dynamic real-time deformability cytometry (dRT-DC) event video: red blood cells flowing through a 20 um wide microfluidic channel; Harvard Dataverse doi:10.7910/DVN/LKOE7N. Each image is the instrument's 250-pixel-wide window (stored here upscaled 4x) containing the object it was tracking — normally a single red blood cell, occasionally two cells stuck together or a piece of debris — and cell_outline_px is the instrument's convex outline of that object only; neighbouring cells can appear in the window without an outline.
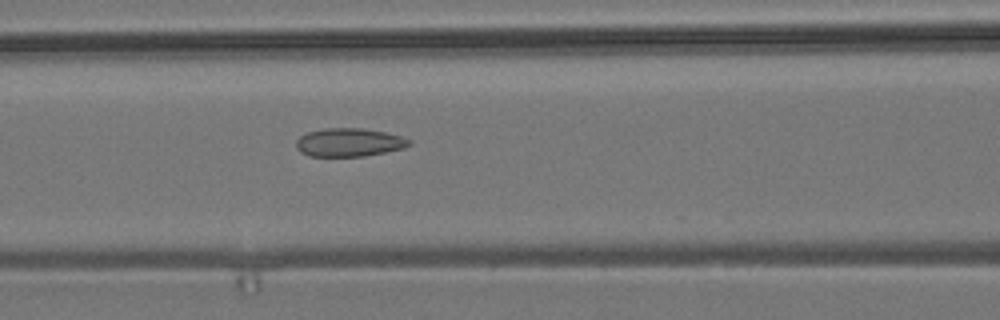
{"species": "common noctule bat (a hibernating species)", "species_latin": "Nyctalus noctula", "temperature_condition": "room temperature", "stored_images_in_passage": 43, "camera_frame_rate_fps": 3000, "um_per_image_px": 0.085, "animal": {"sex": "male", "body_mass_g": 19.2, "forearm_length_mm": 51.8}, "frame": {"image": 1, "passage_image": 11, "time_ms": 3.333, "image_size_px": [1000, 320], "cell_outline_px": [[412, 144], [404, 148], [364, 156], [308, 156], [300, 152], [296, 148], [296, 140], [300, 136], [308, 132], [324, 128], [360, 128], [388, 132], [412, 140]], "centroid_in_image_um": [29.68, 12.1], "position_along_channel_um": 136.9, "area_um2": 18.79}}
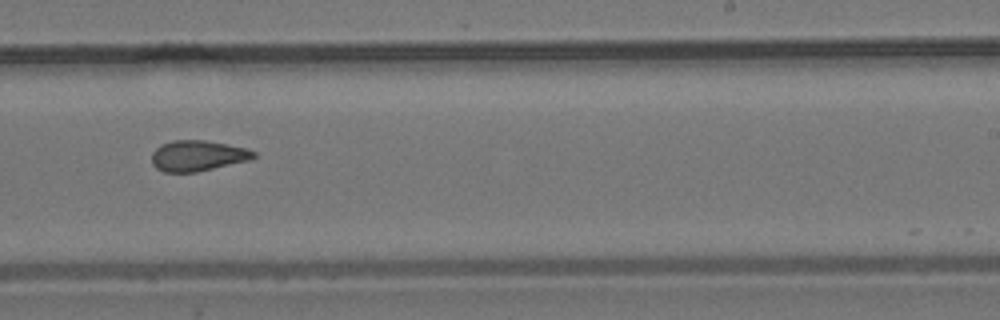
{"frame": {"image": 2, "passage_image": 22, "time_ms": 7.0, "image_size_px": [1000, 320], "cell_outline_px": [[256, 156], [248, 160], [196, 172], [164, 172], [156, 168], [152, 164], [152, 152], [160, 144], [172, 140], [204, 140], [228, 144], [248, 148], [256, 152]], "centroid_in_image_um": [16.78, 13.22], "position_along_channel_um": 272.2, "area_um2": 18.26}}
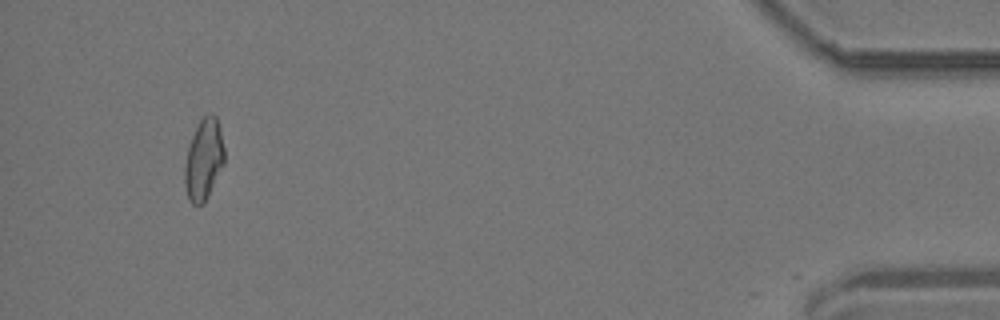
{"frame": {"image": 3, "passage_image": 40, "time_ms": 13.0, "image_size_px": [1000, 320], "cell_outline_px": [[224, 164], [204, 204], [192, 204], [188, 200], [184, 184], [184, 168], [188, 148], [192, 136], [200, 120], [204, 116], [212, 112], [216, 116], [224, 148]], "centroid_in_image_um": [17.31, 13.59], "position_along_channel_um": 417.9, "area_um2": 18.67}, "authors_computed_cell_mechanics": {"area_um2": 18.6116, "velocity_mm_per_s": 3.6989, "shape_relaxation_time_tau1_ms": null, "shape_relaxation_time_tau2_ms": 2.2718, "deformation_change_tau1": null, "deformation_change_tau2": 0.0996}}